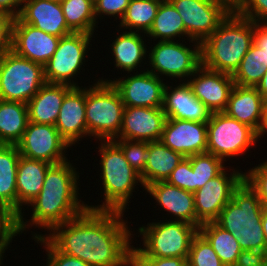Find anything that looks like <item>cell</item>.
Segmentation results:
<instances>
[{
	"label": "cell",
	"instance_id": "6da1fadb",
	"mask_svg": "<svg viewBox=\"0 0 267 266\" xmlns=\"http://www.w3.org/2000/svg\"><path fill=\"white\" fill-rule=\"evenodd\" d=\"M123 212L86 209L45 237L62 253L91 266H130L133 245Z\"/></svg>",
	"mask_w": 267,
	"mask_h": 266
},
{
	"label": "cell",
	"instance_id": "7a4b0ae2",
	"mask_svg": "<svg viewBox=\"0 0 267 266\" xmlns=\"http://www.w3.org/2000/svg\"><path fill=\"white\" fill-rule=\"evenodd\" d=\"M78 179V172L70 161L52 165L47 170L40 193L28 204L33 208L31 220L24 222L23 213L15 220L16 236L30 225L50 231L82 214L87 204L78 199Z\"/></svg>",
	"mask_w": 267,
	"mask_h": 266
},
{
	"label": "cell",
	"instance_id": "3957f363",
	"mask_svg": "<svg viewBox=\"0 0 267 266\" xmlns=\"http://www.w3.org/2000/svg\"><path fill=\"white\" fill-rule=\"evenodd\" d=\"M254 22L234 9L201 44L202 65L233 75L253 43Z\"/></svg>",
	"mask_w": 267,
	"mask_h": 266
},
{
	"label": "cell",
	"instance_id": "277c9868",
	"mask_svg": "<svg viewBox=\"0 0 267 266\" xmlns=\"http://www.w3.org/2000/svg\"><path fill=\"white\" fill-rule=\"evenodd\" d=\"M262 213L263 205L257 193L243 180L214 222L232 233L242 250L267 251Z\"/></svg>",
	"mask_w": 267,
	"mask_h": 266
},
{
	"label": "cell",
	"instance_id": "5b68a950",
	"mask_svg": "<svg viewBox=\"0 0 267 266\" xmlns=\"http://www.w3.org/2000/svg\"><path fill=\"white\" fill-rule=\"evenodd\" d=\"M102 185L104 202L102 205H87L91 210L126 212L134 187L139 182L143 186L140 174L125 159L121 148L113 140H101Z\"/></svg>",
	"mask_w": 267,
	"mask_h": 266
},
{
	"label": "cell",
	"instance_id": "8992f818",
	"mask_svg": "<svg viewBox=\"0 0 267 266\" xmlns=\"http://www.w3.org/2000/svg\"><path fill=\"white\" fill-rule=\"evenodd\" d=\"M86 88V124L88 136L113 140L122 126L124 104L111 82L102 79Z\"/></svg>",
	"mask_w": 267,
	"mask_h": 266
},
{
	"label": "cell",
	"instance_id": "52a82bcc",
	"mask_svg": "<svg viewBox=\"0 0 267 266\" xmlns=\"http://www.w3.org/2000/svg\"><path fill=\"white\" fill-rule=\"evenodd\" d=\"M152 222L138 230L143 236V248L133 246L131 257H180L189 256L193 237L199 229L184 221Z\"/></svg>",
	"mask_w": 267,
	"mask_h": 266
},
{
	"label": "cell",
	"instance_id": "ba28073f",
	"mask_svg": "<svg viewBox=\"0 0 267 266\" xmlns=\"http://www.w3.org/2000/svg\"><path fill=\"white\" fill-rule=\"evenodd\" d=\"M45 83L42 65L12 50L0 57V100L27 104Z\"/></svg>",
	"mask_w": 267,
	"mask_h": 266
},
{
	"label": "cell",
	"instance_id": "9c48e42d",
	"mask_svg": "<svg viewBox=\"0 0 267 266\" xmlns=\"http://www.w3.org/2000/svg\"><path fill=\"white\" fill-rule=\"evenodd\" d=\"M258 138L259 135L251 127L224 112L212 113L207 122V153L223 161L245 154Z\"/></svg>",
	"mask_w": 267,
	"mask_h": 266
},
{
	"label": "cell",
	"instance_id": "30bf717a",
	"mask_svg": "<svg viewBox=\"0 0 267 266\" xmlns=\"http://www.w3.org/2000/svg\"><path fill=\"white\" fill-rule=\"evenodd\" d=\"M182 18L190 42L203 43L233 10L223 0H169Z\"/></svg>",
	"mask_w": 267,
	"mask_h": 266
},
{
	"label": "cell",
	"instance_id": "8fae6325",
	"mask_svg": "<svg viewBox=\"0 0 267 266\" xmlns=\"http://www.w3.org/2000/svg\"><path fill=\"white\" fill-rule=\"evenodd\" d=\"M92 36L83 32H73L60 37L55 53L44 66L45 81L78 87L71 78L80 73Z\"/></svg>",
	"mask_w": 267,
	"mask_h": 266
},
{
	"label": "cell",
	"instance_id": "7c38bea8",
	"mask_svg": "<svg viewBox=\"0 0 267 266\" xmlns=\"http://www.w3.org/2000/svg\"><path fill=\"white\" fill-rule=\"evenodd\" d=\"M194 48L173 41H158L149 53L148 70L161 78L165 75L173 78H189L202 65L201 43L195 41ZM193 49V50H192ZM160 74V75H159Z\"/></svg>",
	"mask_w": 267,
	"mask_h": 266
},
{
	"label": "cell",
	"instance_id": "4fadbf2b",
	"mask_svg": "<svg viewBox=\"0 0 267 266\" xmlns=\"http://www.w3.org/2000/svg\"><path fill=\"white\" fill-rule=\"evenodd\" d=\"M228 176L225 169L210 179L202 188L194 192V206L196 211V227L206 222H214L221 210L232 199L233 191L244 180V173L239 170Z\"/></svg>",
	"mask_w": 267,
	"mask_h": 266
},
{
	"label": "cell",
	"instance_id": "5bb4252c",
	"mask_svg": "<svg viewBox=\"0 0 267 266\" xmlns=\"http://www.w3.org/2000/svg\"><path fill=\"white\" fill-rule=\"evenodd\" d=\"M16 146L20 155L52 165L67 161L64 153L70 147L55 126L30 121Z\"/></svg>",
	"mask_w": 267,
	"mask_h": 266
},
{
	"label": "cell",
	"instance_id": "9a60e30c",
	"mask_svg": "<svg viewBox=\"0 0 267 266\" xmlns=\"http://www.w3.org/2000/svg\"><path fill=\"white\" fill-rule=\"evenodd\" d=\"M146 70L125 79H105V82H111L117 89L125 107L161 108L166 83Z\"/></svg>",
	"mask_w": 267,
	"mask_h": 266
},
{
	"label": "cell",
	"instance_id": "2e32d148",
	"mask_svg": "<svg viewBox=\"0 0 267 266\" xmlns=\"http://www.w3.org/2000/svg\"><path fill=\"white\" fill-rule=\"evenodd\" d=\"M59 40L58 36L26 24L18 17L14 18L11 50L21 57L44 67L55 53Z\"/></svg>",
	"mask_w": 267,
	"mask_h": 266
},
{
	"label": "cell",
	"instance_id": "e0dca14e",
	"mask_svg": "<svg viewBox=\"0 0 267 266\" xmlns=\"http://www.w3.org/2000/svg\"><path fill=\"white\" fill-rule=\"evenodd\" d=\"M193 76V77H192ZM187 84L193 95L212 113L224 112L235 85L232 75L210 70L201 65Z\"/></svg>",
	"mask_w": 267,
	"mask_h": 266
},
{
	"label": "cell",
	"instance_id": "ac0fdd59",
	"mask_svg": "<svg viewBox=\"0 0 267 266\" xmlns=\"http://www.w3.org/2000/svg\"><path fill=\"white\" fill-rule=\"evenodd\" d=\"M160 141L184 157L207 152V122L167 118Z\"/></svg>",
	"mask_w": 267,
	"mask_h": 266
},
{
	"label": "cell",
	"instance_id": "d6986e66",
	"mask_svg": "<svg viewBox=\"0 0 267 266\" xmlns=\"http://www.w3.org/2000/svg\"><path fill=\"white\" fill-rule=\"evenodd\" d=\"M166 119L162 107H125L120 133L115 139L160 141Z\"/></svg>",
	"mask_w": 267,
	"mask_h": 266
},
{
	"label": "cell",
	"instance_id": "ffe728a7",
	"mask_svg": "<svg viewBox=\"0 0 267 266\" xmlns=\"http://www.w3.org/2000/svg\"><path fill=\"white\" fill-rule=\"evenodd\" d=\"M224 113L248 125L260 136L265 123L266 102L256 87L235 84Z\"/></svg>",
	"mask_w": 267,
	"mask_h": 266
},
{
	"label": "cell",
	"instance_id": "44dd1931",
	"mask_svg": "<svg viewBox=\"0 0 267 266\" xmlns=\"http://www.w3.org/2000/svg\"><path fill=\"white\" fill-rule=\"evenodd\" d=\"M18 18L39 30L58 37L73 33L67 26L60 0H23Z\"/></svg>",
	"mask_w": 267,
	"mask_h": 266
},
{
	"label": "cell",
	"instance_id": "7402d4cb",
	"mask_svg": "<svg viewBox=\"0 0 267 266\" xmlns=\"http://www.w3.org/2000/svg\"><path fill=\"white\" fill-rule=\"evenodd\" d=\"M86 87H72L65 95L55 127L71 146L80 138L87 137Z\"/></svg>",
	"mask_w": 267,
	"mask_h": 266
},
{
	"label": "cell",
	"instance_id": "603a6c76",
	"mask_svg": "<svg viewBox=\"0 0 267 266\" xmlns=\"http://www.w3.org/2000/svg\"><path fill=\"white\" fill-rule=\"evenodd\" d=\"M172 88V86L166 85L164 89L162 109L166 118L194 122H208L210 120L212 112L193 95L187 82L184 81Z\"/></svg>",
	"mask_w": 267,
	"mask_h": 266
},
{
	"label": "cell",
	"instance_id": "cb8c5ba5",
	"mask_svg": "<svg viewBox=\"0 0 267 266\" xmlns=\"http://www.w3.org/2000/svg\"><path fill=\"white\" fill-rule=\"evenodd\" d=\"M165 211L172 213L175 221H184L196 226L194 193L183 190L166 181L151 183L145 189Z\"/></svg>",
	"mask_w": 267,
	"mask_h": 266
},
{
	"label": "cell",
	"instance_id": "d4e9b609",
	"mask_svg": "<svg viewBox=\"0 0 267 266\" xmlns=\"http://www.w3.org/2000/svg\"><path fill=\"white\" fill-rule=\"evenodd\" d=\"M72 86L45 83L27 102L29 121L54 126L66 93Z\"/></svg>",
	"mask_w": 267,
	"mask_h": 266
},
{
	"label": "cell",
	"instance_id": "484cf974",
	"mask_svg": "<svg viewBox=\"0 0 267 266\" xmlns=\"http://www.w3.org/2000/svg\"><path fill=\"white\" fill-rule=\"evenodd\" d=\"M52 164L20 155L16 174L17 218L22 206L28 205L41 191L47 170Z\"/></svg>",
	"mask_w": 267,
	"mask_h": 266
},
{
	"label": "cell",
	"instance_id": "4316f807",
	"mask_svg": "<svg viewBox=\"0 0 267 266\" xmlns=\"http://www.w3.org/2000/svg\"><path fill=\"white\" fill-rule=\"evenodd\" d=\"M20 152L16 145L0 144V205L16 220V174Z\"/></svg>",
	"mask_w": 267,
	"mask_h": 266
},
{
	"label": "cell",
	"instance_id": "83f0119b",
	"mask_svg": "<svg viewBox=\"0 0 267 266\" xmlns=\"http://www.w3.org/2000/svg\"><path fill=\"white\" fill-rule=\"evenodd\" d=\"M150 156L145 169L140 175L143 187L158 182L166 181L171 172L178 166L184 156L173 151L161 141L148 142Z\"/></svg>",
	"mask_w": 267,
	"mask_h": 266
},
{
	"label": "cell",
	"instance_id": "f1b7e54d",
	"mask_svg": "<svg viewBox=\"0 0 267 266\" xmlns=\"http://www.w3.org/2000/svg\"><path fill=\"white\" fill-rule=\"evenodd\" d=\"M144 43L143 35L137 31L119 34L110 46L115 59L114 65L128 73L136 71L138 65L146 59L147 48Z\"/></svg>",
	"mask_w": 267,
	"mask_h": 266
},
{
	"label": "cell",
	"instance_id": "f546056e",
	"mask_svg": "<svg viewBox=\"0 0 267 266\" xmlns=\"http://www.w3.org/2000/svg\"><path fill=\"white\" fill-rule=\"evenodd\" d=\"M28 123L27 104L0 100V144L16 145Z\"/></svg>",
	"mask_w": 267,
	"mask_h": 266
},
{
	"label": "cell",
	"instance_id": "4dcf8cb0",
	"mask_svg": "<svg viewBox=\"0 0 267 266\" xmlns=\"http://www.w3.org/2000/svg\"><path fill=\"white\" fill-rule=\"evenodd\" d=\"M199 232L208 240L213 250L225 266H234L242 249L232 233L224 230L215 222H206Z\"/></svg>",
	"mask_w": 267,
	"mask_h": 266
},
{
	"label": "cell",
	"instance_id": "1f68e13d",
	"mask_svg": "<svg viewBox=\"0 0 267 266\" xmlns=\"http://www.w3.org/2000/svg\"><path fill=\"white\" fill-rule=\"evenodd\" d=\"M181 35L187 37L181 16L169 0H162L146 36L160 38V41H173Z\"/></svg>",
	"mask_w": 267,
	"mask_h": 266
},
{
	"label": "cell",
	"instance_id": "d6a6232c",
	"mask_svg": "<svg viewBox=\"0 0 267 266\" xmlns=\"http://www.w3.org/2000/svg\"><path fill=\"white\" fill-rule=\"evenodd\" d=\"M60 3L66 24L73 32L93 35L98 22L91 0H60Z\"/></svg>",
	"mask_w": 267,
	"mask_h": 266
},
{
	"label": "cell",
	"instance_id": "836d02e7",
	"mask_svg": "<svg viewBox=\"0 0 267 266\" xmlns=\"http://www.w3.org/2000/svg\"><path fill=\"white\" fill-rule=\"evenodd\" d=\"M162 0H131L123 17L120 26L122 29H129L146 34L151 28L156 17L158 7ZM135 29V30H134Z\"/></svg>",
	"mask_w": 267,
	"mask_h": 266
},
{
	"label": "cell",
	"instance_id": "e575fe53",
	"mask_svg": "<svg viewBox=\"0 0 267 266\" xmlns=\"http://www.w3.org/2000/svg\"><path fill=\"white\" fill-rule=\"evenodd\" d=\"M266 71L262 50L252 43L232 78L236 85L256 87Z\"/></svg>",
	"mask_w": 267,
	"mask_h": 266
},
{
	"label": "cell",
	"instance_id": "d590c367",
	"mask_svg": "<svg viewBox=\"0 0 267 266\" xmlns=\"http://www.w3.org/2000/svg\"><path fill=\"white\" fill-rule=\"evenodd\" d=\"M190 162L193 170L194 192L227 168L222 159L207 152L190 156Z\"/></svg>",
	"mask_w": 267,
	"mask_h": 266
},
{
	"label": "cell",
	"instance_id": "8d00e7d4",
	"mask_svg": "<svg viewBox=\"0 0 267 266\" xmlns=\"http://www.w3.org/2000/svg\"><path fill=\"white\" fill-rule=\"evenodd\" d=\"M188 266H225L208 240L198 232L192 239Z\"/></svg>",
	"mask_w": 267,
	"mask_h": 266
},
{
	"label": "cell",
	"instance_id": "74e56055",
	"mask_svg": "<svg viewBox=\"0 0 267 266\" xmlns=\"http://www.w3.org/2000/svg\"><path fill=\"white\" fill-rule=\"evenodd\" d=\"M113 141L121 148L130 166L141 175L150 156L148 141L128 139H113Z\"/></svg>",
	"mask_w": 267,
	"mask_h": 266
},
{
	"label": "cell",
	"instance_id": "f35d334b",
	"mask_svg": "<svg viewBox=\"0 0 267 266\" xmlns=\"http://www.w3.org/2000/svg\"><path fill=\"white\" fill-rule=\"evenodd\" d=\"M33 238L42 243L47 251V265L46 266H91L88 263L69 255L60 252L45 235L34 234Z\"/></svg>",
	"mask_w": 267,
	"mask_h": 266
},
{
	"label": "cell",
	"instance_id": "ab89813d",
	"mask_svg": "<svg viewBox=\"0 0 267 266\" xmlns=\"http://www.w3.org/2000/svg\"><path fill=\"white\" fill-rule=\"evenodd\" d=\"M244 180L257 193L263 207H267V161L244 173Z\"/></svg>",
	"mask_w": 267,
	"mask_h": 266
},
{
	"label": "cell",
	"instance_id": "60d3db41",
	"mask_svg": "<svg viewBox=\"0 0 267 266\" xmlns=\"http://www.w3.org/2000/svg\"><path fill=\"white\" fill-rule=\"evenodd\" d=\"M166 182L183 190L194 193L193 170L190 156L184 157L178 166L171 172Z\"/></svg>",
	"mask_w": 267,
	"mask_h": 266
},
{
	"label": "cell",
	"instance_id": "b9f144b4",
	"mask_svg": "<svg viewBox=\"0 0 267 266\" xmlns=\"http://www.w3.org/2000/svg\"><path fill=\"white\" fill-rule=\"evenodd\" d=\"M234 10L253 22H267V0H242Z\"/></svg>",
	"mask_w": 267,
	"mask_h": 266
},
{
	"label": "cell",
	"instance_id": "7bdbcfd3",
	"mask_svg": "<svg viewBox=\"0 0 267 266\" xmlns=\"http://www.w3.org/2000/svg\"><path fill=\"white\" fill-rule=\"evenodd\" d=\"M131 0H99L95 5V18L106 16H113L117 20V17H123ZM100 15V16H99ZM103 15V16H102Z\"/></svg>",
	"mask_w": 267,
	"mask_h": 266
},
{
	"label": "cell",
	"instance_id": "ee69618b",
	"mask_svg": "<svg viewBox=\"0 0 267 266\" xmlns=\"http://www.w3.org/2000/svg\"><path fill=\"white\" fill-rule=\"evenodd\" d=\"M130 266H188V259L180 257H131Z\"/></svg>",
	"mask_w": 267,
	"mask_h": 266
},
{
	"label": "cell",
	"instance_id": "f6af8a7d",
	"mask_svg": "<svg viewBox=\"0 0 267 266\" xmlns=\"http://www.w3.org/2000/svg\"><path fill=\"white\" fill-rule=\"evenodd\" d=\"M13 21L12 15L0 11V57L11 51Z\"/></svg>",
	"mask_w": 267,
	"mask_h": 266
},
{
	"label": "cell",
	"instance_id": "bcb514c9",
	"mask_svg": "<svg viewBox=\"0 0 267 266\" xmlns=\"http://www.w3.org/2000/svg\"><path fill=\"white\" fill-rule=\"evenodd\" d=\"M234 266H267V251L242 250Z\"/></svg>",
	"mask_w": 267,
	"mask_h": 266
},
{
	"label": "cell",
	"instance_id": "7dc6e473",
	"mask_svg": "<svg viewBox=\"0 0 267 266\" xmlns=\"http://www.w3.org/2000/svg\"><path fill=\"white\" fill-rule=\"evenodd\" d=\"M253 43L262 50L267 68V22H254Z\"/></svg>",
	"mask_w": 267,
	"mask_h": 266
},
{
	"label": "cell",
	"instance_id": "c3c4849f",
	"mask_svg": "<svg viewBox=\"0 0 267 266\" xmlns=\"http://www.w3.org/2000/svg\"><path fill=\"white\" fill-rule=\"evenodd\" d=\"M0 232H15V219L1 205Z\"/></svg>",
	"mask_w": 267,
	"mask_h": 266
},
{
	"label": "cell",
	"instance_id": "681fc988",
	"mask_svg": "<svg viewBox=\"0 0 267 266\" xmlns=\"http://www.w3.org/2000/svg\"><path fill=\"white\" fill-rule=\"evenodd\" d=\"M23 0H0V11L12 15L14 18L18 16Z\"/></svg>",
	"mask_w": 267,
	"mask_h": 266
},
{
	"label": "cell",
	"instance_id": "f907efd6",
	"mask_svg": "<svg viewBox=\"0 0 267 266\" xmlns=\"http://www.w3.org/2000/svg\"><path fill=\"white\" fill-rule=\"evenodd\" d=\"M15 236V232H0V265L2 264L3 253L8 249L10 242H12Z\"/></svg>",
	"mask_w": 267,
	"mask_h": 266
},
{
	"label": "cell",
	"instance_id": "816d5d0a",
	"mask_svg": "<svg viewBox=\"0 0 267 266\" xmlns=\"http://www.w3.org/2000/svg\"><path fill=\"white\" fill-rule=\"evenodd\" d=\"M256 88L263 97L264 101L267 103V71L262 77L261 81L256 85Z\"/></svg>",
	"mask_w": 267,
	"mask_h": 266
},
{
	"label": "cell",
	"instance_id": "f5cc1de1",
	"mask_svg": "<svg viewBox=\"0 0 267 266\" xmlns=\"http://www.w3.org/2000/svg\"><path fill=\"white\" fill-rule=\"evenodd\" d=\"M261 223H262V229H263L265 241L267 244V207H263Z\"/></svg>",
	"mask_w": 267,
	"mask_h": 266
},
{
	"label": "cell",
	"instance_id": "db71d44e",
	"mask_svg": "<svg viewBox=\"0 0 267 266\" xmlns=\"http://www.w3.org/2000/svg\"><path fill=\"white\" fill-rule=\"evenodd\" d=\"M225 1L232 9H235L237 5L242 1V0H223Z\"/></svg>",
	"mask_w": 267,
	"mask_h": 266
},
{
	"label": "cell",
	"instance_id": "11a10c76",
	"mask_svg": "<svg viewBox=\"0 0 267 266\" xmlns=\"http://www.w3.org/2000/svg\"><path fill=\"white\" fill-rule=\"evenodd\" d=\"M267 132V103H266V114H265V123H264V127L263 130L259 136V138H261V135L264 136V133Z\"/></svg>",
	"mask_w": 267,
	"mask_h": 266
},
{
	"label": "cell",
	"instance_id": "9f6ffc18",
	"mask_svg": "<svg viewBox=\"0 0 267 266\" xmlns=\"http://www.w3.org/2000/svg\"><path fill=\"white\" fill-rule=\"evenodd\" d=\"M94 4L97 2V1H99V0H91Z\"/></svg>",
	"mask_w": 267,
	"mask_h": 266
}]
</instances>
